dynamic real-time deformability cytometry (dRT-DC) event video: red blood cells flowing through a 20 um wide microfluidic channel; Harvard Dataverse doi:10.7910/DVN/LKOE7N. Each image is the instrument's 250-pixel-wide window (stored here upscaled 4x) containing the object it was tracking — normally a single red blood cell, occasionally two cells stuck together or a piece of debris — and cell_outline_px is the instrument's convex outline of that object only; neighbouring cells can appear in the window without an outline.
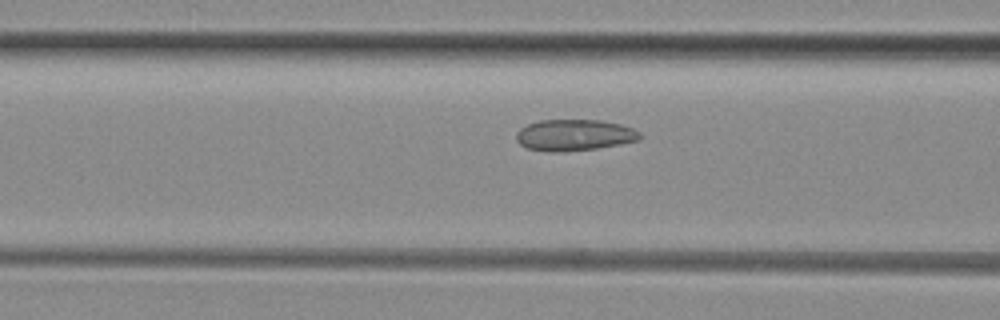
{"species": "common noctule bat (a hibernating species)", "species_latin": "Nyctalus noctula", "temperature_condition": "room temperature", "stored_images_in_passage": 48, "camera_frame_rate_fps": 3000, "um_per_image_px": 0.085, "animal": {"sex": "female", "body_mass_g": 29.2, "forearm_length_mm": 56.3}, "frame": {"image": 1, "passage_image": 20, "time_ms": 6.333, "image_size_px": [1000, 320], "cell_outline_px": [[640, 140], [620, 144], [596, 148], [564, 152], [548, 152], [528, 148], [520, 144], [516, 140], [516, 132], [520, 128], [528, 124], [540, 120], [600, 120], [620, 124], [632, 128], [640, 132]], "centroid_in_image_um": [48.8, 11.48], "position_along_channel_um": 117.8, "area_um2": 22.6}}
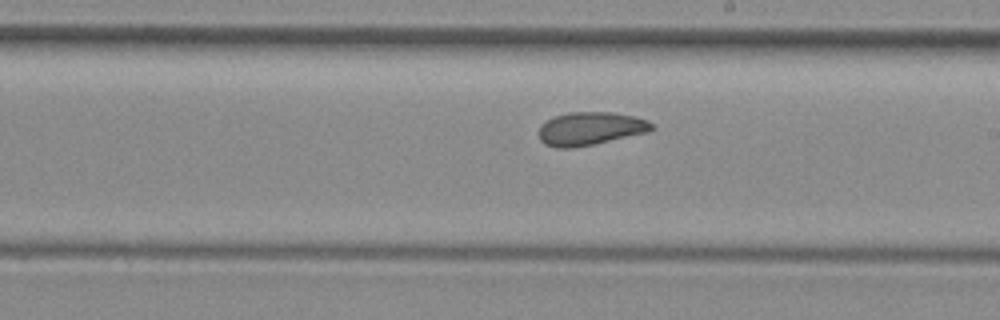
{"frame": {"image": 2, "passage_image": 29, "time_ms": 9.333, "image_size_px": [1000, 320], "cell_outline_px": [[652, 128], [644, 132], [592, 144], [572, 148], [556, 148], [544, 144], [540, 140], [540, 124], [556, 116], [568, 112], [612, 112], [632, 116], [648, 120], [652, 124]], "centroid_in_image_um": [50.11, 10.92], "position_along_channel_um": 238.9, "area_um2": 21.33}}
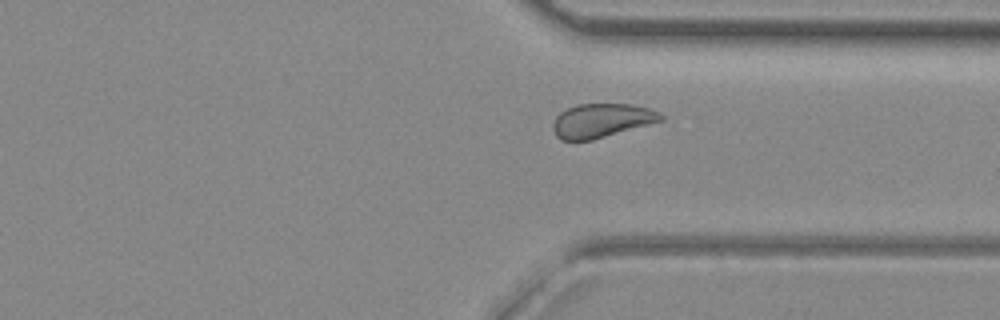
{"frame": {"image": 3, "passage_image": 38, "time_ms": 12.333, "image_size_px": [1000, 320], "cell_outline_px": [[664, 120], [592, 140], [560, 140], [556, 136], [552, 128], [552, 124], [556, 116], [560, 112], [576, 104], [632, 104], [648, 108], [660, 112], [664, 116]], "centroid_in_image_um": [51.12, 10.24], "position_along_channel_um": 360.3, "area_um2": 21.39}, "authors_computed_cell_mechanics": {"area_um2": 22.6865, "velocity_mm_per_s": 4.0435, "shape_relaxation_time_tau1_ms": null, "shape_relaxation_time_tau2_ms": 2.1908, "deformation_change_tau1": null, "deformation_change_tau2": 0.075}}